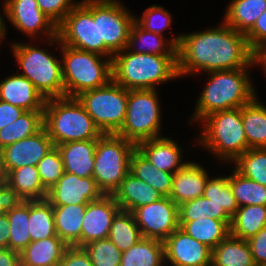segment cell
<instances>
[{
    "mask_svg": "<svg viewBox=\"0 0 266 266\" xmlns=\"http://www.w3.org/2000/svg\"><path fill=\"white\" fill-rule=\"evenodd\" d=\"M126 8L119 0H98L99 42H104V57L112 58L127 47L136 16Z\"/></svg>",
    "mask_w": 266,
    "mask_h": 266,
    "instance_id": "cell-12",
    "label": "cell"
},
{
    "mask_svg": "<svg viewBox=\"0 0 266 266\" xmlns=\"http://www.w3.org/2000/svg\"><path fill=\"white\" fill-rule=\"evenodd\" d=\"M266 10V0H232L226 8L224 23L246 34Z\"/></svg>",
    "mask_w": 266,
    "mask_h": 266,
    "instance_id": "cell-29",
    "label": "cell"
},
{
    "mask_svg": "<svg viewBox=\"0 0 266 266\" xmlns=\"http://www.w3.org/2000/svg\"><path fill=\"white\" fill-rule=\"evenodd\" d=\"M29 228L31 242L58 237L53 206L46 199L30 201Z\"/></svg>",
    "mask_w": 266,
    "mask_h": 266,
    "instance_id": "cell-37",
    "label": "cell"
},
{
    "mask_svg": "<svg viewBox=\"0 0 266 266\" xmlns=\"http://www.w3.org/2000/svg\"><path fill=\"white\" fill-rule=\"evenodd\" d=\"M209 175L202 165L188 161L181 169L173 174L170 199L180 204L203 196Z\"/></svg>",
    "mask_w": 266,
    "mask_h": 266,
    "instance_id": "cell-20",
    "label": "cell"
},
{
    "mask_svg": "<svg viewBox=\"0 0 266 266\" xmlns=\"http://www.w3.org/2000/svg\"><path fill=\"white\" fill-rule=\"evenodd\" d=\"M204 124H203V123ZM198 142L219 160L233 162L249 149L242 122V107L211 113L201 121Z\"/></svg>",
    "mask_w": 266,
    "mask_h": 266,
    "instance_id": "cell-6",
    "label": "cell"
},
{
    "mask_svg": "<svg viewBox=\"0 0 266 266\" xmlns=\"http://www.w3.org/2000/svg\"><path fill=\"white\" fill-rule=\"evenodd\" d=\"M212 266H256L247 240L229 234L214 249Z\"/></svg>",
    "mask_w": 266,
    "mask_h": 266,
    "instance_id": "cell-28",
    "label": "cell"
},
{
    "mask_svg": "<svg viewBox=\"0 0 266 266\" xmlns=\"http://www.w3.org/2000/svg\"><path fill=\"white\" fill-rule=\"evenodd\" d=\"M169 266H210L212 249L192 238L180 227L163 241Z\"/></svg>",
    "mask_w": 266,
    "mask_h": 266,
    "instance_id": "cell-16",
    "label": "cell"
},
{
    "mask_svg": "<svg viewBox=\"0 0 266 266\" xmlns=\"http://www.w3.org/2000/svg\"><path fill=\"white\" fill-rule=\"evenodd\" d=\"M233 163L244 177L266 186V148L248 149Z\"/></svg>",
    "mask_w": 266,
    "mask_h": 266,
    "instance_id": "cell-41",
    "label": "cell"
},
{
    "mask_svg": "<svg viewBox=\"0 0 266 266\" xmlns=\"http://www.w3.org/2000/svg\"><path fill=\"white\" fill-rule=\"evenodd\" d=\"M135 21L145 30L163 36V31L171 26L172 15L160 5L147 7L143 15Z\"/></svg>",
    "mask_w": 266,
    "mask_h": 266,
    "instance_id": "cell-44",
    "label": "cell"
},
{
    "mask_svg": "<svg viewBox=\"0 0 266 266\" xmlns=\"http://www.w3.org/2000/svg\"><path fill=\"white\" fill-rule=\"evenodd\" d=\"M163 241L142 237L134 246L122 252L119 266H165Z\"/></svg>",
    "mask_w": 266,
    "mask_h": 266,
    "instance_id": "cell-30",
    "label": "cell"
},
{
    "mask_svg": "<svg viewBox=\"0 0 266 266\" xmlns=\"http://www.w3.org/2000/svg\"><path fill=\"white\" fill-rule=\"evenodd\" d=\"M24 112L23 108L0 100V129L13 123Z\"/></svg>",
    "mask_w": 266,
    "mask_h": 266,
    "instance_id": "cell-51",
    "label": "cell"
},
{
    "mask_svg": "<svg viewBox=\"0 0 266 266\" xmlns=\"http://www.w3.org/2000/svg\"><path fill=\"white\" fill-rule=\"evenodd\" d=\"M22 201L8 184L0 186V215L6 214L7 211L16 207Z\"/></svg>",
    "mask_w": 266,
    "mask_h": 266,
    "instance_id": "cell-50",
    "label": "cell"
},
{
    "mask_svg": "<svg viewBox=\"0 0 266 266\" xmlns=\"http://www.w3.org/2000/svg\"><path fill=\"white\" fill-rule=\"evenodd\" d=\"M86 206H53L56 234L68 246L82 248V223Z\"/></svg>",
    "mask_w": 266,
    "mask_h": 266,
    "instance_id": "cell-27",
    "label": "cell"
},
{
    "mask_svg": "<svg viewBox=\"0 0 266 266\" xmlns=\"http://www.w3.org/2000/svg\"><path fill=\"white\" fill-rule=\"evenodd\" d=\"M59 48L63 58L61 60L65 96L77 97L112 80V58L63 45L60 40Z\"/></svg>",
    "mask_w": 266,
    "mask_h": 266,
    "instance_id": "cell-5",
    "label": "cell"
},
{
    "mask_svg": "<svg viewBox=\"0 0 266 266\" xmlns=\"http://www.w3.org/2000/svg\"><path fill=\"white\" fill-rule=\"evenodd\" d=\"M256 266L266 264V226L248 240Z\"/></svg>",
    "mask_w": 266,
    "mask_h": 266,
    "instance_id": "cell-49",
    "label": "cell"
},
{
    "mask_svg": "<svg viewBox=\"0 0 266 266\" xmlns=\"http://www.w3.org/2000/svg\"><path fill=\"white\" fill-rule=\"evenodd\" d=\"M10 224L7 215H0V249L8 248Z\"/></svg>",
    "mask_w": 266,
    "mask_h": 266,
    "instance_id": "cell-53",
    "label": "cell"
},
{
    "mask_svg": "<svg viewBox=\"0 0 266 266\" xmlns=\"http://www.w3.org/2000/svg\"><path fill=\"white\" fill-rule=\"evenodd\" d=\"M5 21L4 18L2 17V13H0V42L6 35V27H5Z\"/></svg>",
    "mask_w": 266,
    "mask_h": 266,
    "instance_id": "cell-56",
    "label": "cell"
},
{
    "mask_svg": "<svg viewBox=\"0 0 266 266\" xmlns=\"http://www.w3.org/2000/svg\"><path fill=\"white\" fill-rule=\"evenodd\" d=\"M257 97L242 106V122L249 149L266 148V106Z\"/></svg>",
    "mask_w": 266,
    "mask_h": 266,
    "instance_id": "cell-33",
    "label": "cell"
},
{
    "mask_svg": "<svg viewBox=\"0 0 266 266\" xmlns=\"http://www.w3.org/2000/svg\"><path fill=\"white\" fill-rule=\"evenodd\" d=\"M93 266H119L122 251L109 239L91 242L83 247Z\"/></svg>",
    "mask_w": 266,
    "mask_h": 266,
    "instance_id": "cell-42",
    "label": "cell"
},
{
    "mask_svg": "<svg viewBox=\"0 0 266 266\" xmlns=\"http://www.w3.org/2000/svg\"><path fill=\"white\" fill-rule=\"evenodd\" d=\"M209 199L200 196L178 206L179 222H191L197 219L210 218Z\"/></svg>",
    "mask_w": 266,
    "mask_h": 266,
    "instance_id": "cell-45",
    "label": "cell"
},
{
    "mask_svg": "<svg viewBox=\"0 0 266 266\" xmlns=\"http://www.w3.org/2000/svg\"><path fill=\"white\" fill-rule=\"evenodd\" d=\"M136 145L117 134L97 139L93 178L104 195H113L130 172V159Z\"/></svg>",
    "mask_w": 266,
    "mask_h": 266,
    "instance_id": "cell-8",
    "label": "cell"
},
{
    "mask_svg": "<svg viewBox=\"0 0 266 266\" xmlns=\"http://www.w3.org/2000/svg\"><path fill=\"white\" fill-rule=\"evenodd\" d=\"M265 226V205L240 206L232 216L230 234L236 238L248 241Z\"/></svg>",
    "mask_w": 266,
    "mask_h": 266,
    "instance_id": "cell-34",
    "label": "cell"
},
{
    "mask_svg": "<svg viewBox=\"0 0 266 266\" xmlns=\"http://www.w3.org/2000/svg\"><path fill=\"white\" fill-rule=\"evenodd\" d=\"M250 68L208 72V82L196 101L191 122L202 121L217 111L240 108L250 103L257 95L249 76Z\"/></svg>",
    "mask_w": 266,
    "mask_h": 266,
    "instance_id": "cell-3",
    "label": "cell"
},
{
    "mask_svg": "<svg viewBox=\"0 0 266 266\" xmlns=\"http://www.w3.org/2000/svg\"><path fill=\"white\" fill-rule=\"evenodd\" d=\"M68 247L59 237L30 242L20 252V266H58Z\"/></svg>",
    "mask_w": 266,
    "mask_h": 266,
    "instance_id": "cell-26",
    "label": "cell"
},
{
    "mask_svg": "<svg viewBox=\"0 0 266 266\" xmlns=\"http://www.w3.org/2000/svg\"><path fill=\"white\" fill-rule=\"evenodd\" d=\"M245 36L250 48L254 52L266 46V10L258 17L253 27Z\"/></svg>",
    "mask_w": 266,
    "mask_h": 266,
    "instance_id": "cell-47",
    "label": "cell"
},
{
    "mask_svg": "<svg viewBox=\"0 0 266 266\" xmlns=\"http://www.w3.org/2000/svg\"><path fill=\"white\" fill-rule=\"evenodd\" d=\"M0 100L25 111H43L46 99L31 81L21 74H11L0 82Z\"/></svg>",
    "mask_w": 266,
    "mask_h": 266,
    "instance_id": "cell-19",
    "label": "cell"
},
{
    "mask_svg": "<svg viewBox=\"0 0 266 266\" xmlns=\"http://www.w3.org/2000/svg\"><path fill=\"white\" fill-rule=\"evenodd\" d=\"M60 43L104 56L99 42L98 0H81L57 26Z\"/></svg>",
    "mask_w": 266,
    "mask_h": 266,
    "instance_id": "cell-11",
    "label": "cell"
},
{
    "mask_svg": "<svg viewBox=\"0 0 266 266\" xmlns=\"http://www.w3.org/2000/svg\"><path fill=\"white\" fill-rule=\"evenodd\" d=\"M103 195L92 176L78 177L73 173L64 172L56 184L48 190L46 200L52 206L87 205Z\"/></svg>",
    "mask_w": 266,
    "mask_h": 266,
    "instance_id": "cell-15",
    "label": "cell"
},
{
    "mask_svg": "<svg viewBox=\"0 0 266 266\" xmlns=\"http://www.w3.org/2000/svg\"><path fill=\"white\" fill-rule=\"evenodd\" d=\"M156 89L128 90L126 115L118 136L137 145L162 137L161 107Z\"/></svg>",
    "mask_w": 266,
    "mask_h": 266,
    "instance_id": "cell-9",
    "label": "cell"
},
{
    "mask_svg": "<svg viewBox=\"0 0 266 266\" xmlns=\"http://www.w3.org/2000/svg\"><path fill=\"white\" fill-rule=\"evenodd\" d=\"M177 47L179 78L197 72L235 70L255 64V52L244 33L224 22L201 32L180 34Z\"/></svg>",
    "mask_w": 266,
    "mask_h": 266,
    "instance_id": "cell-1",
    "label": "cell"
},
{
    "mask_svg": "<svg viewBox=\"0 0 266 266\" xmlns=\"http://www.w3.org/2000/svg\"><path fill=\"white\" fill-rule=\"evenodd\" d=\"M8 184V173L5 168L3 156L0 150V186Z\"/></svg>",
    "mask_w": 266,
    "mask_h": 266,
    "instance_id": "cell-55",
    "label": "cell"
},
{
    "mask_svg": "<svg viewBox=\"0 0 266 266\" xmlns=\"http://www.w3.org/2000/svg\"><path fill=\"white\" fill-rule=\"evenodd\" d=\"M58 266H93L84 248L69 246Z\"/></svg>",
    "mask_w": 266,
    "mask_h": 266,
    "instance_id": "cell-48",
    "label": "cell"
},
{
    "mask_svg": "<svg viewBox=\"0 0 266 266\" xmlns=\"http://www.w3.org/2000/svg\"><path fill=\"white\" fill-rule=\"evenodd\" d=\"M132 213L144 238L164 241L180 227L178 206L170 197L140 206Z\"/></svg>",
    "mask_w": 266,
    "mask_h": 266,
    "instance_id": "cell-14",
    "label": "cell"
},
{
    "mask_svg": "<svg viewBox=\"0 0 266 266\" xmlns=\"http://www.w3.org/2000/svg\"><path fill=\"white\" fill-rule=\"evenodd\" d=\"M102 134H117L125 120L128 90L110 80L77 96Z\"/></svg>",
    "mask_w": 266,
    "mask_h": 266,
    "instance_id": "cell-10",
    "label": "cell"
},
{
    "mask_svg": "<svg viewBox=\"0 0 266 266\" xmlns=\"http://www.w3.org/2000/svg\"><path fill=\"white\" fill-rule=\"evenodd\" d=\"M112 80L127 90L157 89L179 78L177 55L134 53L124 49L111 59Z\"/></svg>",
    "mask_w": 266,
    "mask_h": 266,
    "instance_id": "cell-2",
    "label": "cell"
},
{
    "mask_svg": "<svg viewBox=\"0 0 266 266\" xmlns=\"http://www.w3.org/2000/svg\"><path fill=\"white\" fill-rule=\"evenodd\" d=\"M119 210L120 206L113 195H103L87 204L82 223V248L91 242L108 238L112 220Z\"/></svg>",
    "mask_w": 266,
    "mask_h": 266,
    "instance_id": "cell-18",
    "label": "cell"
},
{
    "mask_svg": "<svg viewBox=\"0 0 266 266\" xmlns=\"http://www.w3.org/2000/svg\"><path fill=\"white\" fill-rule=\"evenodd\" d=\"M209 199L210 218L225 221L229 226L238 209L227 176L209 178L203 193Z\"/></svg>",
    "mask_w": 266,
    "mask_h": 266,
    "instance_id": "cell-23",
    "label": "cell"
},
{
    "mask_svg": "<svg viewBox=\"0 0 266 266\" xmlns=\"http://www.w3.org/2000/svg\"><path fill=\"white\" fill-rule=\"evenodd\" d=\"M0 266H20V253L10 248L0 249Z\"/></svg>",
    "mask_w": 266,
    "mask_h": 266,
    "instance_id": "cell-52",
    "label": "cell"
},
{
    "mask_svg": "<svg viewBox=\"0 0 266 266\" xmlns=\"http://www.w3.org/2000/svg\"><path fill=\"white\" fill-rule=\"evenodd\" d=\"M180 228L197 241L214 249L230 234V226L222 220L212 218L179 222Z\"/></svg>",
    "mask_w": 266,
    "mask_h": 266,
    "instance_id": "cell-35",
    "label": "cell"
},
{
    "mask_svg": "<svg viewBox=\"0 0 266 266\" xmlns=\"http://www.w3.org/2000/svg\"><path fill=\"white\" fill-rule=\"evenodd\" d=\"M43 128V111H25L13 123L0 129V150L35 135Z\"/></svg>",
    "mask_w": 266,
    "mask_h": 266,
    "instance_id": "cell-36",
    "label": "cell"
},
{
    "mask_svg": "<svg viewBox=\"0 0 266 266\" xmlns=\"http://www.w3.org/2000/svg\"><path fill=\"white\" fill-rule=\"evenodd\" d=\"M8 185L23 201L44 200L48 191L41 183L37 166H23L8 173Z\"/></svg>",
    "mask_w": 266,
    "mask_h": 266,
    "instance_id": "cell-31",
    "label": "cell"
},
{
    "mask_svg": "<svg viewBox=\"0 0 266 266\" xmlns=\"http://www.w3.org/2000/svg\"><path fill=\"white\" fill-rule=\"evenodd\" d=\"M41 183L48 191L64 174V164L59 150L54 146L36 165Z\"/></svg>",
    "mask_w": 266,
    "mask_h": 266,
    "instance_id": "cell-43",
    "label": "cell"
},
{
    "mask_svg": "<svg viewBox=\"0 0 266 266\" xmlns=\"http://www.w3.org/2000/svg\"><path fill=\"white\" fill-rule=\"evenodd\" d=\"M130 172L157 190L163 197L170 196L173 173L157 169L137 149L134 150L130 159Z\"/></svg>",
    "mask_w": 266,
    "mask_h": 266,
    "instance_id": "cell-32",
    "label": "cell"
},
{
    "mask_svg": "<svg viewBox=\"0 0 266 266\" xmlns=\"http://www.w3.org/2000/svg\"><path fill=\"white\" fill-rule=\"evenodd\" d=\"M108 238L122 252L127 251L142 238L132 212L125 210L117 212L112 220Z\"/></svg>",
    "mask_w": 266,
    "mask_h": 266,
    "instance_id": "cell-39",
    "label": "cell"
},
{
    "mask_svg": "<svg viewBox=\"0 0 266 266\" xmlns=\"http://www.w3.org/2000/svg\"><path fill=\"white\" fill-rule=\"evenodd\" d=\"M43 127L55 146L98 139L102 135L77 97L47 99L43 110Z\"/></svg>",
    "mask_w": 266,
    "mask_h": 266,
    "instance_id": "cell-4",
    "label": "cell"
},
{
    "mask_svg": "<svg viewBox=\"0 0 266 266\" xmlns=\"http://www.w3.org/2000/svg\"><path fill=\"white\" fill-rule=\"evenodd\" d=\"M228 182L238 207L246 205L266 206V186L244 177L235 168L231 175H228Z\"/></svg>",
    "mask_w": 266,
    "mask_h": 266,
    "instance_id": "cell-40",
    "label": "cell"
},
{
    "mask_svg": "<svg viewBox=\"0 0 266 266\" xmlns=\"http://www.w3.org/2000/svg\"><path fill=\"white\" fill-rule=\"evenodd\" d=\"M41 11L58 26L78 4L73 0H36Z\"/></svg>",
    "mask_w": 266,
    "mask_h": 266,
    "instance_id": "cell-46",
    "label": "cell"
},
{
    "mask_svg": "<svg viewBox=\"0 0 266 266\" xmlns=\"http://www.w3.org/2000/svg\"><path fill=\"white\" fill-rule=\"evenodd\" d=\"M164 38V36L143 29L134 21L129 33L126 49L134 53L177 55V47L179 46L181 36H173V38L171 37L167 41Z\"/></svg>",
    "mask_w": 266,
    "mask_h": 266,
    "instance_id": "cell-25",
    "label": "cell"
},
{
    "mask_svg": "<svg viewBox=\"0 0 266 266\" xmlns=\"http://www.w3.org/2000/svg\"><path fill=\"white\" fill-rule=\"evenodd\" d=\"M97 139L56 145L62 157L64 171L78 177L93 176Z\"/></svg>",
    "mask_w": 266,
    "mask_h": 266,
    "instance_id": "cell-22",
    "label": "cell"
},
{
    "mask_svg": "<svg viewBox=\"0 0 266 266\" xmlns=\"http://www.w3.org/2000/svg\"><path fill=\"white\" fill-rule=\"evenodd\" d=\"M255 64H260L266 74V46L261 47L255 52Z\"/></svg>",
    "mask_w": 266,
    "mask_h": 266,
    "instance_id": "cell-54",
    "label": "cell"
},
{
    "mask_svg": "<svg viewBox=\"0 0 266 266\" xmlns=\"http://www.w3.org/2000/svg\"><path fill=\"white\" fill-rule=\"evenodd\" d=\"M54 146L43 127L35 135L4 147L1 153L7 173L23 166H36Z\"/></svg>",
    "mask_w": 266,
    "mask_h": 266,
    "instance_id": "cell-17",
    "label": "cell"
},
{
    "mask_svg": "<svg viewBox=\"0 0 266 266\" xmlns=\"http://www.w3.org/2000/svg\"><path fill=\"white\" fill-rule=\"evenodd\" d=\"M120 210L133 212L140 206L153 203L163 196L149 184L129 172L113 193Z\"/></svg>",
    "mask_w": 266,
    "mask_h": 266,
    "instance_id": "cell-24",
    "label": "cell"
},
{
    "mask_svg": "<svg viewBox=\"0 0 266 266\" xmlns=\"http://www.w3.org/2000/svg\"><path fill=\"white\" fill-rule=\"evenodd\" d=\"M11 47L23 71L19 74L31 81L46 100L65 96L62 62L56 56L43 48L22 42H14Z\"/></svg>",
    "mask_w": 266,
    "mask_h": 266,
    "instance_id": "cell-7",
    "label": "cell"
},
{
    "mask_svg": "<svg viewBox=\"0 0 266 266\" xmlns=\"http://www.w3.org/2000/svg\"><path fill=\"white\" fill-rule=\"evenodd\" d=\"M136 149L143 154L157 169L175 173L187 162H183L182 148L172 138L159 137L144 140L136 145Z\"/></svg>",
    "mask_w": 266,
    "mask_h": 266,
    "instance_id": "cell-21",
    "label": "cell"
},
{
    "mask_svg": "<svg viewBox=\"0 0 266 266\" xmlns=\"http://www.w3.org/2000/svg\"><path fill=\"white\" fill-rule=\"evenodd\" d=\"M30 201H22L6 212L10 227L8 248L22 252L31 242L29 233Z\"/></svg>",
    "mask_w": 266,
    "mask_h": 266,
    "instance_id": "cell-38",
    "label": "cell"
},
{
    "mask_svg": "<svg viewBox=\"0 0 266 266\" xmlns=\"http://www.w3.org/2000/svg\"><path fill=\"white\" fill-rule=\"evenodd\" d=\"M2 9L8 22L26 36L35 38L43 32L50 45L59 44L57 26L41 11L36 0H5Z\"/></svg>",
    "mask_w": 266,
    "mask_h": 266,
    "instance_id": "cell-13",
    "label": "cell"
}]
</instances>
